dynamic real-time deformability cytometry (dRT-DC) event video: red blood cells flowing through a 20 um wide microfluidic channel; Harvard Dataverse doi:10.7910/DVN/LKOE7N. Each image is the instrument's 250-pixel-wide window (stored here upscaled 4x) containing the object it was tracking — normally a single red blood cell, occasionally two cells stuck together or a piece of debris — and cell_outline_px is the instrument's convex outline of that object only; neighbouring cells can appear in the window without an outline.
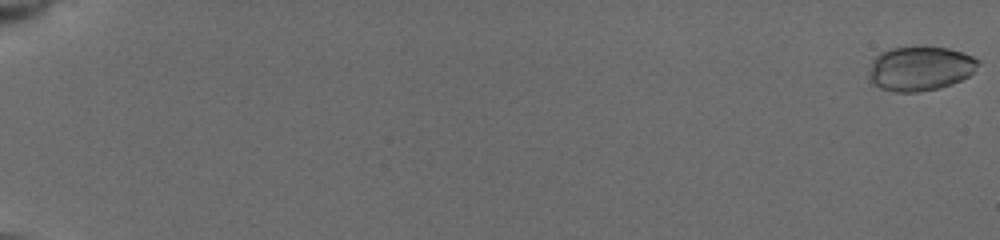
{"species": "common noctule bat (a hibernating species)", "species_latin": "Nyctalus noctula", "temperature_condition": "cold", "stored_images_in_passage": 20, "camera_frame_rate_fps": 3000, "um_per_image_px": 0.085, "animal": {"sex": "female", "body_mass_g": 19.5, "forearm_length_mm": 54.1}, "frame": {"image": 1, "passage_image": 1, "time_ms": 0.0, "image_size_px": [1000, 240], "cell_outline_px": [[980, 64], [968, 76], [952, 84], [940, 88], [916, 92], [892, 92], [880, 88], [872, 84], [868, 72], [872, 60], [880, 52], [892, 48], [948, 48], [972, 56], [980, 60]], "centroid_in_image_um": [78.19, 5.85], "position_along_channel_um": 6.8, "area_um2": 28.09}}
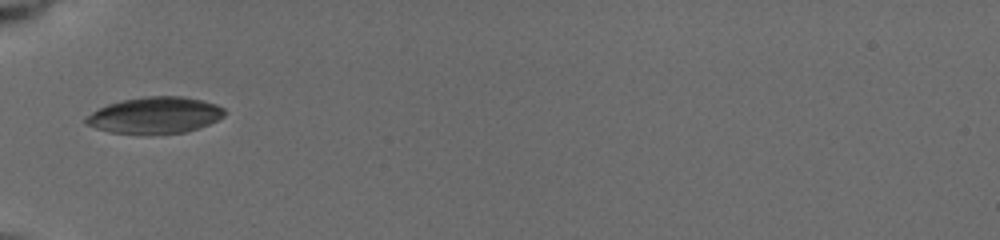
{"frame": {"image": 2, "passage_image": 16, "time_ms": 7.0, "image_size_px": [1000, 240], "cell_outline_px": [[228, 112], [224, 116], [200, 128], [184, 132], [108, 132], [84, 124], [84, 120], [92, 112], [108, 104], [120, 100], [144, 96], [184, 96], [204, 100], [216, 104], [224, 108]], "centroid_in_image_um": [13.21, 9.76], "position_along_channel_um": 71.8, "area_um2": 29.07}}
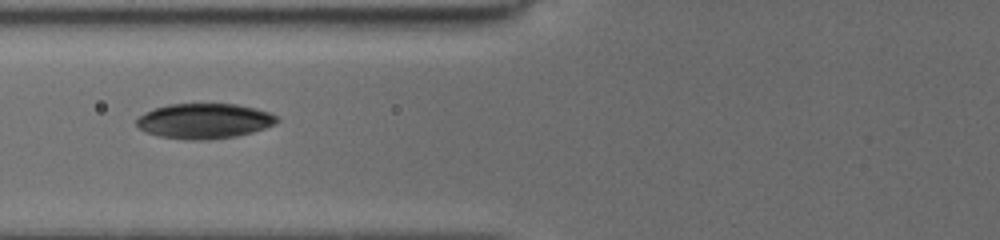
{"frame": {"image": 3, "passage_image": 18, "time_ms": 8.0, "image_size_px": [1000, 240], "cell_outline_px": [[280, 120], [264, 128], [252, 132], [236, 136], [208, 140], [184, 140], [160, 136], [144, 132], [136, 124], [136, 120], [144, 112], [168, 104], [236, 104], [268, 112], [276, 116]], "centroid_in_image_um": [17.32, 10.29], "position_along_channel_um": 108.5, "area_um2": 28.61}}